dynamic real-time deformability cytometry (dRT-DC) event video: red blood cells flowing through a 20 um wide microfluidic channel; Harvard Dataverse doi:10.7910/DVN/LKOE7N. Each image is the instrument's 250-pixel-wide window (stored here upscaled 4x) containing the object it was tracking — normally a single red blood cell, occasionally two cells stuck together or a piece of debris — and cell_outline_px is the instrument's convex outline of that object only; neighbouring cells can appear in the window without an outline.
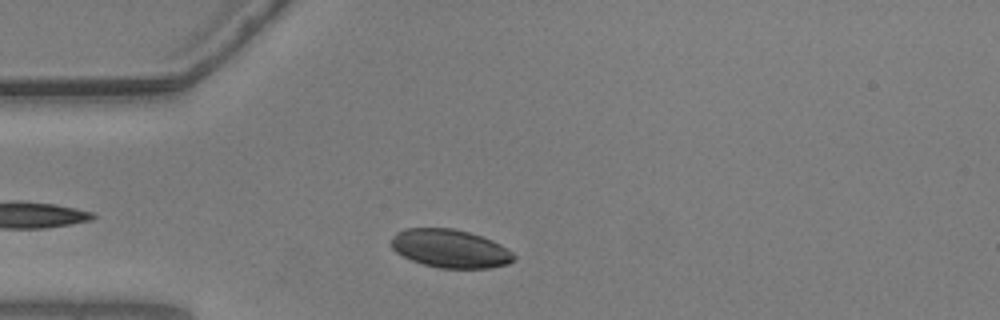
{"species": "common noctule bat (a hibernating species)", "species_latin": "Nyctalus noctula", "temperature_condition": "warm", "stored_images_in_passage": 43, "camera_frame_rate_fps": 3000, "um_per_image_px": 0.085, "animal": {"sex": "male", "body_mass_g": 20.5, "forearm_length_mm": 52.5}, "frame": {"image": 1, "passage_image": 5, "time_ms": 1.333, "image_size_px": [1000, 320], "cell_outline_px": [[516, 260], [508, 264], [488, 268], [440, 268], [424, 264], [412, 260], [396, 252], [388, 244], [396, 232], [408, 228], [452, 228], [468, 232], [492, 240], [500, 244], [512, 252], [516, 256]], "centroid_in_image_um": [38.26, 21.13], "position_along_channel_um": 46.7, "area_um2": 27.4}}
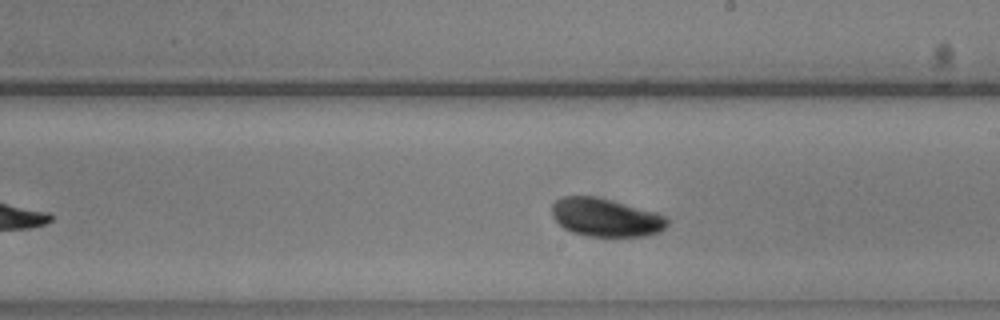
{"frame": {"image": 2, "passage_image": 22, "time_ms": 7.0, "image_size_px": [1000, 320], "cell_outline_px": [[668, 224], [660, 232], [644, 236], [588, 236], [572, 232], [564, 228], [552, 216], [552, 204], [556, 200], [564, 196], [596, 196], [612, 200], [656, 212], [664, 216], [668, 220]], "centroid_in_image_um": [51.48, 18.48], "position_along_channel_um": 237.5, "area_um2": 25.66}}
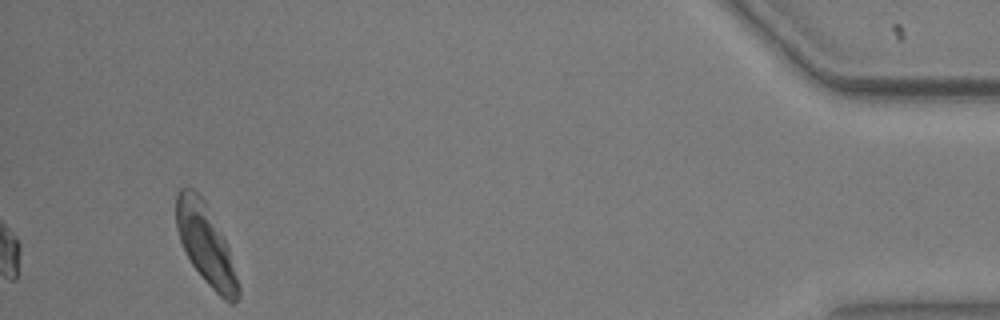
{"frame": {"image": 3, "passage_image": 43, "time_ms": 14.0, "image_size_px": [1000, 320], "cell_outline_px": [[240, 296], [232, 304], [228, 304], [208, 284], [192, 264], [184, 252], [176, 228], [176, 192], [180, 188], [192, 188], [204, 200], [224, 236], [228, 244], [240, 288]], "centroid_in_image_um": [17.5, 20.79], "position_along_channel_um": 417.7, "area_um2": 28.96}, "authors_computed_cell_mechanics": {"area_um2": 26.299, "velocity_mm_per_s": 3.6182, "shape_relaxation_time_tau1_ms": 2.8304, "shape_relaxation_time_tau2_ms": null, "deformation_change_tau1": 0.0718, "deformation_change_tau2": null}}